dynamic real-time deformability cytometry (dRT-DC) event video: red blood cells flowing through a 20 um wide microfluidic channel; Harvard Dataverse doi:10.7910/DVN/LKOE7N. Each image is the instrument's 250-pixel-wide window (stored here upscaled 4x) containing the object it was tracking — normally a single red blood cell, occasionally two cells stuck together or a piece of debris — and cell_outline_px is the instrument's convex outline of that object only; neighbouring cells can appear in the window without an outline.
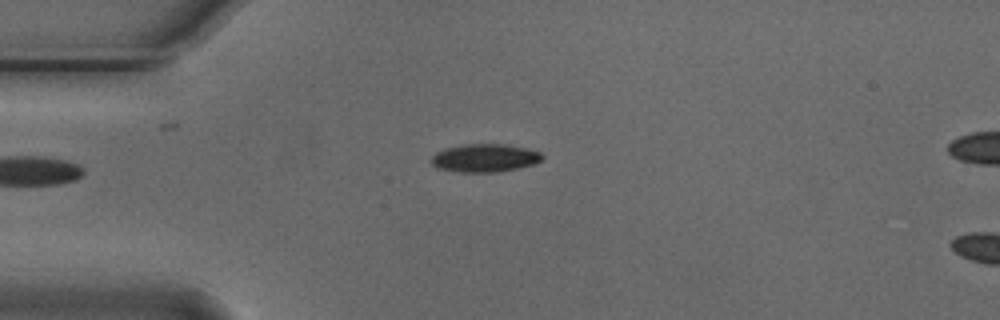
{"species": "Egyptian fruit bat (a non-hibernating species)", "species_latin": "Rousettus aegyptiacus", "temperature_condition": "cold", "stored_images_in_passage": 2, "camera_frame_rate_fps": 3000, "um_per_image_px": 0.085, "animal": {"sex": "male"}, "frame": {"image": 1, "passage_image": 1, "time_ms": 0.0, "image_size_px": [1000, 320], "cell_outline_px": [[544, 156], [540, 160], [532, 164], [516, 168], [496, 172], [460, 172], [436, 168], [432, 164], [432, 156], [436, 152], [444, 148], [464, 144], [504, 144], [524, 148], [540, 152]], "centroid_in_image_um": [41.15, 13.42], "position_along_channel_um": 43.8, "area_um2": 17.98}}